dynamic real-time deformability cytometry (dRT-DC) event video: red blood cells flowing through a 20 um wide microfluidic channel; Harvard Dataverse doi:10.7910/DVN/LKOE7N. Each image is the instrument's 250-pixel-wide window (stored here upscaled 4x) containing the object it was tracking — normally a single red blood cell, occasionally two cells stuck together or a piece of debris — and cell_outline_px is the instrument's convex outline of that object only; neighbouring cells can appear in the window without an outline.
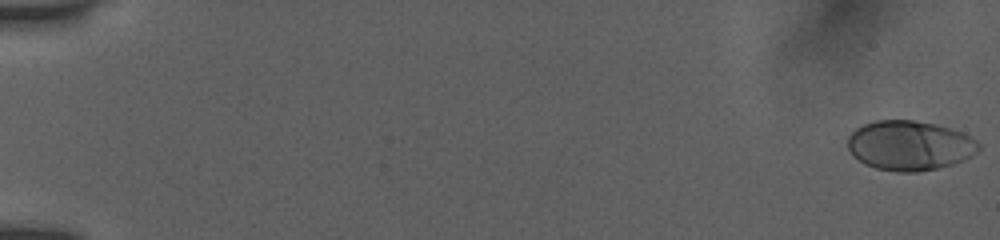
{"species": "human", "species_latin": "Homo sapiens", "temperature_condition": "room temperature", "stored_images_in_passage": 55, "camera_frame_rate_fps": 3000, "um_per_image_px": 0.085, "donor": {"sex": "female"}, "frame": {"image": 1, "passage_image": 1, "time_ms": 0.0, "image_size_px": [1000, 240], "cell_outline_px": [[980, 148], [972, 156], [952, 164], [940, 168], [916, 172], [896, 172], [876, 168], [864, 164], [852, 156], [848, 148], [848, 136], [856, 128], [864, 124], [876, 120], [912, 120], [936, 124], [964, 132], [976, 140], [980, 144]], "centroid_in_image_um": [77.32, 12.37], "position_along_channel_um": 7.7, "area_um2": 38.21}}
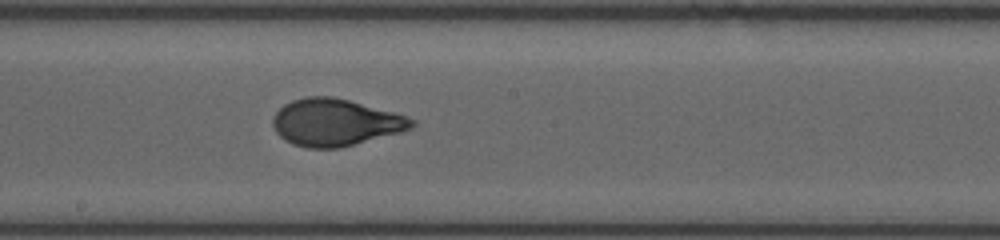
{"frame": {"image": 2, "passage_image": 32, "time_ms": 10.333, "image_size_px": [1000, 240], "cell_outline_px": [[416, 124], [412, 128], [400, 132], [340, 148], [308, 148], [292, 144], [284, 140], [276, 132], [272, 124], [272, 116], [284, 104], [292, 100], [304, 96], [332, 96], [348, 100], [392, 112], [416, 120]], "centroid_in_image_um": [28.46, 10.41], "position_along_channel_um": 219.7, "area_um2": 37.97}}
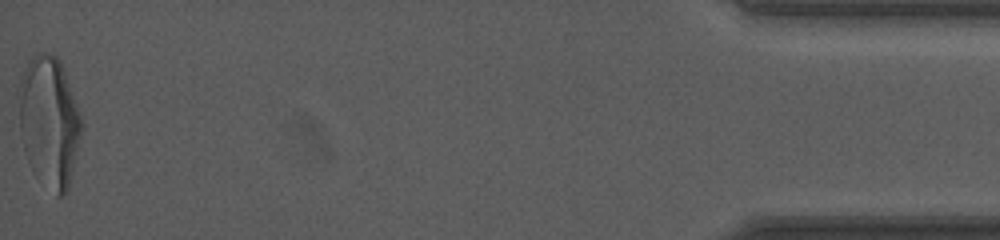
{"frame": {"image": 3, "passage_image": 55, "time_ms": 18.0, "image_size_px": [1000, 240], "cell_outline_px": [[84, 124], [68, 188], [60, 196], [56, 196], [28, 160], [24, 152], [20, 132], [20, 80], [28, 60], [32, 56], [40, 52], [44, 52], [56, 56], [60, 60], [64, 68]], "centroid_in_image_um": [4.21, 10.26], "position_along_channel_um": 431.0, "area_um2": 46.99}, "authors_computed_cell_mechanics": {"area_um2": 37.4544, "velocity_mm_per_s": 3.867, "shape_relaxation_time_tau1_ms": 4.0581, "shape_relaxation_time_tau2_ms": null, "deformation_change_tau1": 0.179, "deformation_change_tau2": null}}